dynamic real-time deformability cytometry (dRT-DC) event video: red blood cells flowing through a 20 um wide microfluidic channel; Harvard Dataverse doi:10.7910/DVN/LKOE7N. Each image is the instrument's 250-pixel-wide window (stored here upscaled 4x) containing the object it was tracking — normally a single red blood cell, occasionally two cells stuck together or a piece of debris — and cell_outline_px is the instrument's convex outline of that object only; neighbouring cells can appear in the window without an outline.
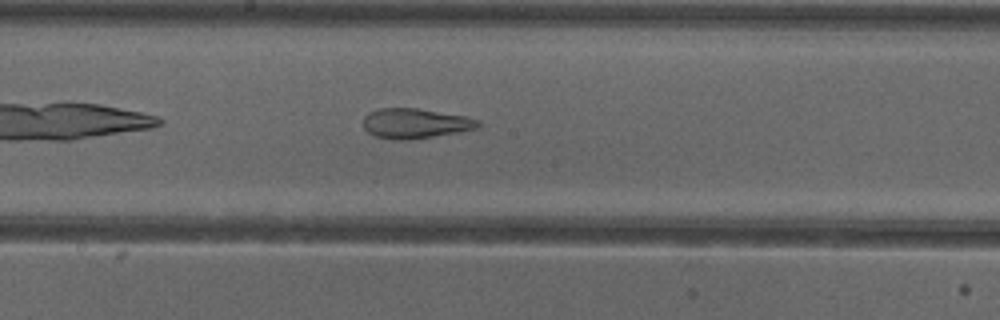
{"species": "common noctule bat (a hibernating species)", "species_latin": "Nyctalus noctula", "temperature_condition": "cold", "stored_images_in_passage": 17, "camera_frame_rate_fps": 3000, "um_per_image_px": 0.085, "animal": {"sex": "female"}, "frame": {"image": 1, "passage_image": 13, "time_ms": 4.0, "image_size_px": [1000, 320], "cell_outline_px": [[480, 128], [408, 140], [392, 140], [372, 136], [364, 128], [364, 116], [368, 112], [380, 108], [416, 108], [468, 116], [480, 120]], "centroid_in_image_um": [35.29, 10.49], "position_along_channel_um": 212.9, "area_um2": 20.23}}